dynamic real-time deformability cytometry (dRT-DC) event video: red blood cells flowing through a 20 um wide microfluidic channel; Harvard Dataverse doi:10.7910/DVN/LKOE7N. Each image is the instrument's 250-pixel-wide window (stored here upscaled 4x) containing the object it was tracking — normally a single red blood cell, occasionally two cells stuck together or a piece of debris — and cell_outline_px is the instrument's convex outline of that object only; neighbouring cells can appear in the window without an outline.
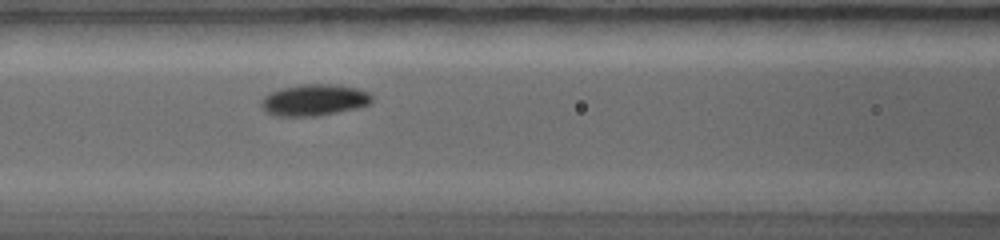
{"species": "common noctule bat (a hibernating species)", "species_latin": "Nyctalus noctula", "temperature_condition": "warm", "stored_images_in_passage": 20, "camera_frame_rate_fps": 5000, "um_per_image_px": 0.085, "animal": {"sex": "female", "body_mass_g": 19.0, "forearm_length_mm": 56.7}, "frame": {"image": 1, "passage_image": 8, "time_ms": 3.8, "image_size_px": [1000, 240], "cell_outline_px": [[372, 100], [368, 104], [360, 108], [320, 116], [276, 116], [268, 112], [260, 104], [260, 100], [264, 96], [280, 88], [300, 84], [336, 84], [356, 88], [368, 92], [372, 96]], "centroid_in_image_um": [26.72, 8.5], "position_along_channel_um": 139.9, "area_um2": 20.46}}
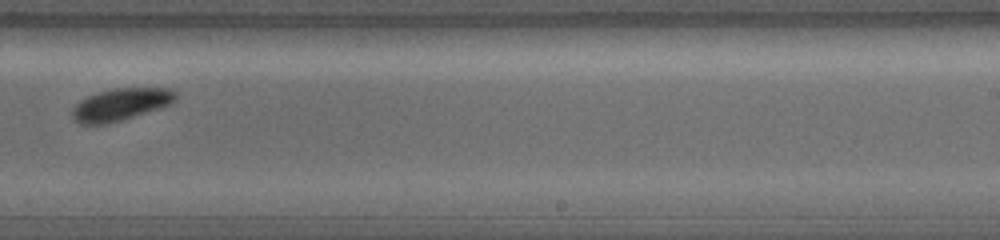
{"frame": {"image": 2, "passage_image": 13, "time_ms": 6.6, "image_size_px": [1000, 240], "cell_outline_px": [[176, 100], [160, 108], [108, 124], [80, 124], [72, 116], [72, 108], [80, 100], [96, 92], [112, 88], [168, 88], [176, 92]], "centroid_in_image_um": [10.24, 8.87], "position_along_channel_um": 278.8, "area_um2": 19.31}}
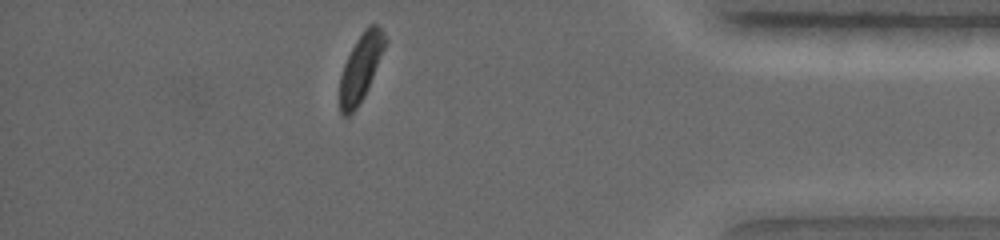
{"frame": {"image": 3, "passage_image": 19, "time_ms": 9.8, "image_size_px": [1000, 240], "cell_outline_px": [[388, 40], [364, 96], [348, 120], [340, 112], [340, 76], [344, 64], [356, 40], [364, 28], [368, 24], [376, 24], [380, 28]], "centroid_in_image_um": [30.65, 5.76], "position_along_channel_um": 404.5, "area_um2": 17.63}}